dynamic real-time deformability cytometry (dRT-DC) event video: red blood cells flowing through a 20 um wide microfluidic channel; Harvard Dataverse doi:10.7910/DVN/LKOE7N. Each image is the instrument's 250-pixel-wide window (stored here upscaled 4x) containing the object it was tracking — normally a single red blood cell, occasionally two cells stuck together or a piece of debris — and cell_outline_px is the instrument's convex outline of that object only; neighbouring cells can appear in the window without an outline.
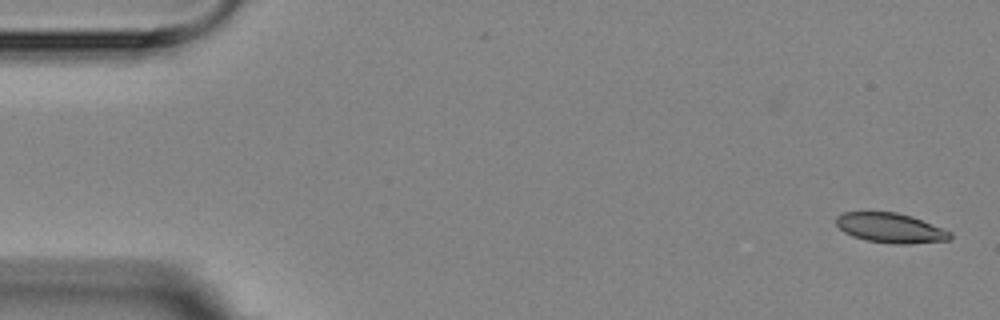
{"species": "Egyptian fruit bat (a non-hibernating species)", "species_latin": "Rousettus aegyptiacus", "temperature_condition": "room temperature", "stored_images_in_passage": 5, "camera_frame_rate_fps": 3000, "um_per_image_px": 0.085, "animal": {"sex": "female"}, "frame": {"image": 1, "passage_image": 1, "time_ms": 0.0, "image_size_px": [1000, 320], "cell_outline_px": [[952, 240], [908, 244], [892, 244], [864, 240], [852, 236], [844, 232], [836, 224], [836, 216], [844, 212], [896, 212], [912, 216], [952, 232]], "centroid_in_image_um": [75.71, 19.38], "position_along_channel_um": 9.3, "area_um2": 19.94}}
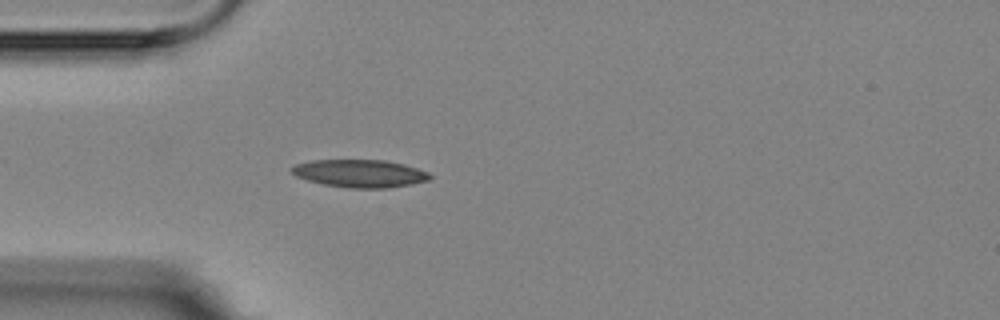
{"frame": {"image": 2, "passage_image": 5, "time_ms": 4.667, "image_size_px": [1000, 320], "cell_outline_px": [[432, 180], [412, 184], [388, 188], [348, 188], [324, 184], [308, 180], [296, 176], [288, 172], [288, 168], [296, 164], [312, 160], [384, 160], [404, 164], [428, 172], [432, 176]], "centroid_in_image_um": [30.58, 14.74], "position_along_channel_um": 54.4, "area_um2": 22.54}}